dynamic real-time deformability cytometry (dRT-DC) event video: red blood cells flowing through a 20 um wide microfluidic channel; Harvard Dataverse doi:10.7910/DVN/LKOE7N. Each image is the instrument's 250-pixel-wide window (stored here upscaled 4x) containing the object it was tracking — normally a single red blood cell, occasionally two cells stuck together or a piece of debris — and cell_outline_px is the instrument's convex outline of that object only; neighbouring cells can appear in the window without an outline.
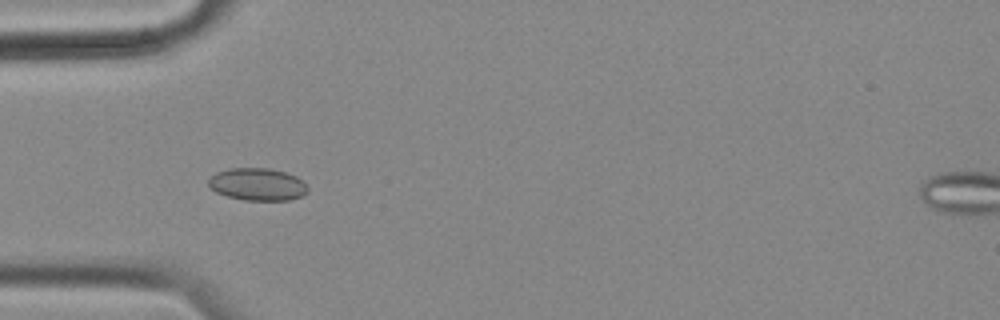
{"species": "common noctule bat (a hibernating species)", "species_latin": "Nyctalus noctula", "temperature_condition": "cold", "stored_images_in_passage": 57, "camera_frame_rate_fps": 3000, "um_per_image_px": 0.085, "animal": {"sex": "female", "body_mass_g": 18.4}, "frame": {"image": 1, "passage_image": 17, "time_ms": 5.333, "image_size_px": [1000, 320], "cell_outline_px": [[308, 192], [300, 196], [288, 200], [244, 200], [228, 196], [216, 192], [208, 184], [208, 180], [216, 172], [228, 168], [268, 168], [284, 172], [296, 176], [308, 188]], "centroid_in_image_um": [21.87, 15.66], "position_along_channel_um": 63.1, "area_um2": 18.55}}
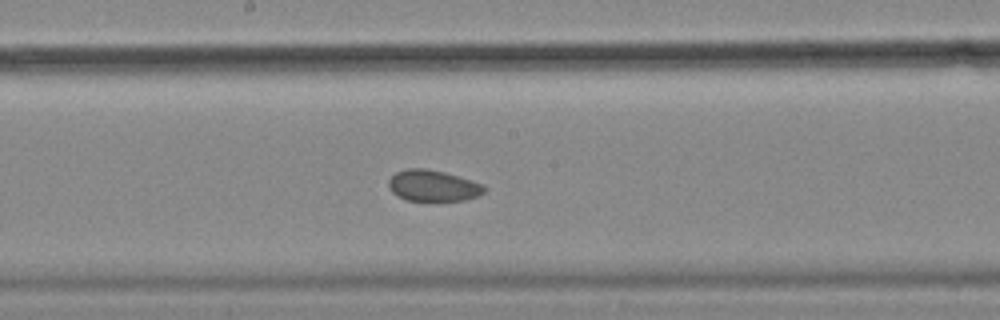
{"frame": {"image": 2, "passage_image": 30, "time_ms": 9.667, "image_size_px": [1000, 320], "cell_outline_px": [[484, 192], [480, 196], [464, 200], [404, 200], [392, 192], [388, 184], [388, 180], [396, 172], [408, 168], [424, 168], [444, 172], [484, 184]], "centroid_in_image_um": [36.8, 15.78], "position_along_channel_um": 211.4, "area_um2": 17.28}}
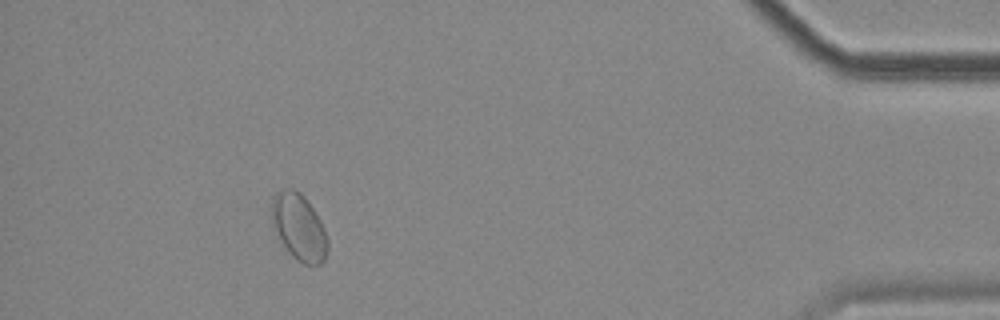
{"frame": {"image": 3, "passage_image": 52, "time_ms": 17.0, "image_size_px": [1000, 320], "cell_outline_px": [[328, 248], [324, 260], [320, 264], [304, 264], [296, 260], [288, 252], [280, 240], [272, 224], [272, 196], [276, 192], [288, 188], [292, 188], [300, 192], [304, 196], [320, 220], [324, 228], [328, 240]], "centroid_in_image_um": [25.41, 19.3], "position_along_channel_um": 409.8, "area_um2": 21.62}, "authors_computed_cell_mechanics": {"area_um2": 18.8428, "velocity_mm_per_s": 3.4639, "shape_relaxation_time_tau1_ms": null, "shape_relaxation_time_tau2_ms": 1.4735, "deformation_change_tau1": null, "deformation_change_tau2": 0.0488}}